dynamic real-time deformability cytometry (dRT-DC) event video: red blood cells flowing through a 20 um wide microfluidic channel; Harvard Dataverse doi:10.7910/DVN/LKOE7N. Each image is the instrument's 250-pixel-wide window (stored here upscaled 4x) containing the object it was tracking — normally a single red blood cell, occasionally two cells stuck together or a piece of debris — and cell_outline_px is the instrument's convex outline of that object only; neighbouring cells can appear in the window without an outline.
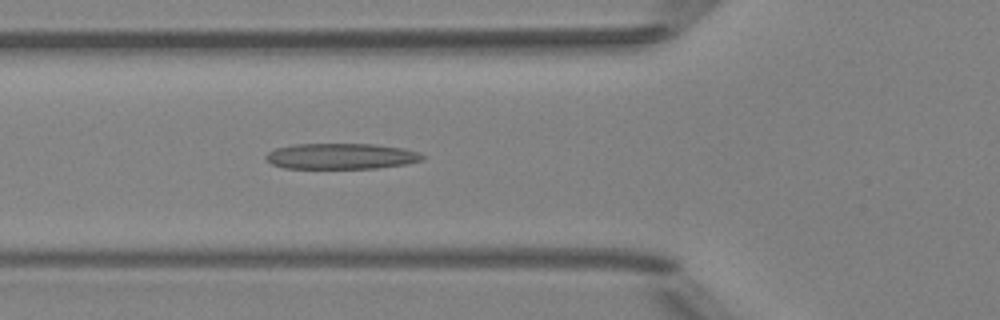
{"species": "Egyptian fruit bat (a non-hibernating species)", "species_latin": "Rousettus aegyptiacus", "temperature_condition": "room temperature", "stored_images_in_passage": 4, "camera_frame_rate_fps": 3000, "um_per_image_px": 0.085, "animal": {"sex": "female"}, "frame": {"image": 1, "passage_image": 4, "time_ms": 1.0, "image_size_px": [1000, 320], "cell_outline_px": [[424, 160], [408, 164], [376, 168], [284, 168], [272, 164], [264, 156], [268, 152], [276, 148], [296, 144], [372, 144], [404, 148], [420, 152], [424, 156]], "centroid_in_image_um": [29.04, 13.28], "position_along_channel_um": 96.8, "area_um2": 23.58}}